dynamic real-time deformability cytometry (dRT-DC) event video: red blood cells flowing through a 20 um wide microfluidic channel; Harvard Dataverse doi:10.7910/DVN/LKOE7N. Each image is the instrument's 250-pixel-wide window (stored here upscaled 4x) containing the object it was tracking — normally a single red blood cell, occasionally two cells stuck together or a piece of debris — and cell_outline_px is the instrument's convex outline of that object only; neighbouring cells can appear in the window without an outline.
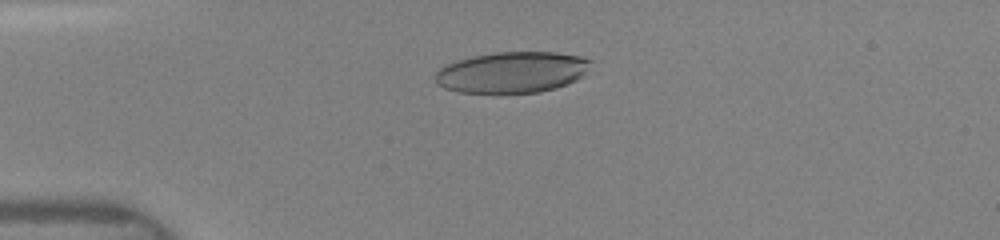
{"species": "human", "species_latin": "Homo sapiens", "temperature_condition": "room temperature", "stored_images_in_passage": 41, "camera_frame_rate_fps": 3000, "um_per_image_px": 0.085, "donor": {"sex": "female"}, "frame": {"image": 1, "passage_image": 11, "time_ms": 3.667, "image_size_px": [1000, 240], "cell_outline_px": [[592, 60], [584, 72], [576, 80], [568, 84], [556, 88], [540, 92], [500, 96], [460, 92], [444, 88], [436, 84], [436, 72], [440, 68], [456, 60], [472, 56], [496, 52], [556, 52], [580, 56]], "centroid_in_image_um": [43.48, 6.19], "position_along_channel_um": 41.5, "area_um2": 38.09}}
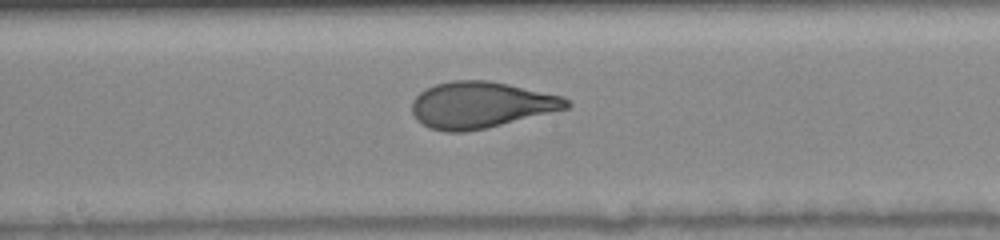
{"frame": {"image": 2, "passage_image": 22, "time_ms": 8.333, "image_size_px": [1000, 240], "cell_outline_px": [[572, 104], [568, 108], [484, 128], [464, 132], [444, 132], [428, 128], [416, 120], [412, 112], [412, 100], [420, 92], [436, 84], [452, 80], [488, 80], [508, 84], [564, 96]], "centroid_in_image_um": [40.84, 8.91], "position_along_channel_um": 207.4, "area_um2": 41.62}}
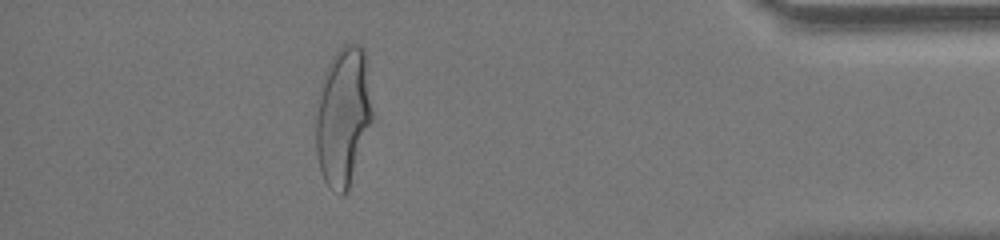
{"frame": {"image": 3, "passage_image": 36, "time_ms": 14.0, "image_size_px": [1000, 240], "cell_outline_px": [[372, 120], [348, 192], [344, 196], [340, 196], [328, 188], [320, 172], [316, 152], [316, 112], [324, 72], [332, 56], [344, 44], [356, 44], [364, 48], [372, 112]], "centroid_in_image_um": [29.15, 9.96], "position_along_channel_um": 406.1, "area_um2": 45.6}}